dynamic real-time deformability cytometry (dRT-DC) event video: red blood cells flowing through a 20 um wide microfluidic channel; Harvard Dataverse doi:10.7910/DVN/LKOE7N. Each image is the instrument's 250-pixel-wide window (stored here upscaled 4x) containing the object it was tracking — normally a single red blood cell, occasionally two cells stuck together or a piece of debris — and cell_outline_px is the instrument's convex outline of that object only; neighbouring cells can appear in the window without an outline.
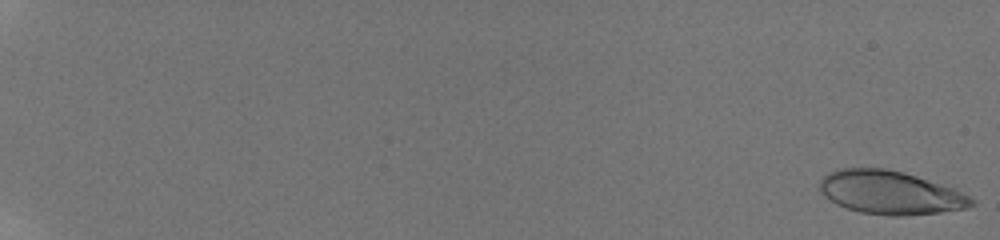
{"species": "human", "species_latin": "Homo sapiens", "temperature_condition": "room temperature", "stored_images_in_passage": 38, "camera_frame_rate_fps": 3000, "um_per_image_px": 0.085, "donor": {"sex": "male"}, "frame": {"image": 1, "passage_image": 1, "time_ms": 0.0, "image_size_px": [1000, 240], "cell_outline_px": [[976, 204], [968, 208], [940, 212], [904, 216], [892, 216], [860, 212], [836, 204], [824, 196], [820, 192], [820, 180], [828, 172], [836, 168], [888, 168], [904, 172], [952, 188], [976, 200]], "centroid_in_image_um": [75.65, 16.37], "position_along_channel_um": 9.3, "area_um2": 38.44}}
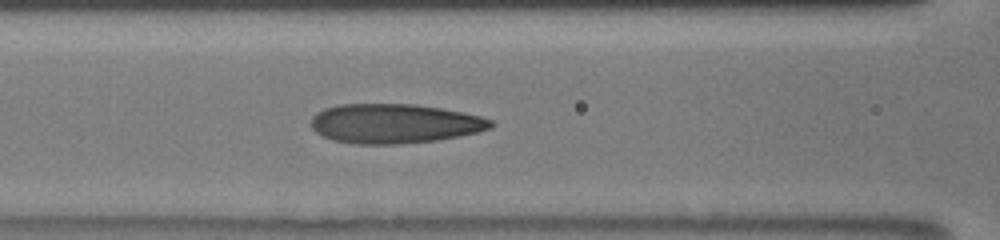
{"frame": {"image": 2, "passage_image": 20, "time_ms": 6.333, "image_size_px": [1000, 240], "cell_outline_px": [[496, 124], [492, 128], [460, 136], [436, 140], [396, 144], [356, 144], [332, 140], [316, 132], [312, 128], [312, 116], [316, 112], [324, 108], [340, 104], [416, 104], [464, 112], [480, 116], [492, 120]], "centroid_in_image_um": [33.54, 10.5], "position_along_channel_um": 133.1, "area_um2": 41.44}}
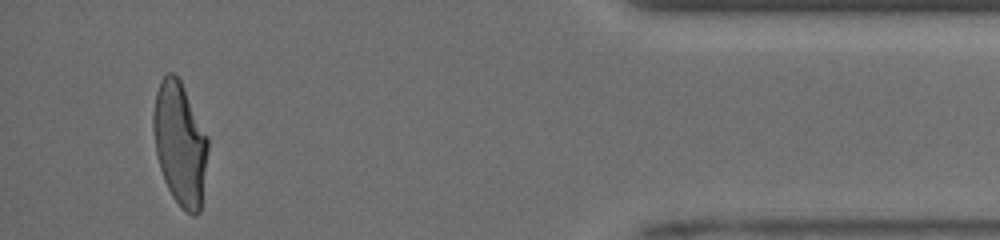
{"frame": {"image": 3, "passage_image": 37, "time_ms": 12.0, "image_size_px": [1000, 240], "cell_outline_px": [[208, 148], [200, 212], [196, 216], [192, 216], [184, 212], [180, 208], [172, 196], [164, 180], [156, 156], [152, 128], [152, 116], [156, 92], [160, 80], [168, 72], [172, 72], [180, 80], [208, 136]], "centroid_in_image_um": [15.28, 12.24], "position_along_channel_um": 419.9, "area_um2": 39.42}}